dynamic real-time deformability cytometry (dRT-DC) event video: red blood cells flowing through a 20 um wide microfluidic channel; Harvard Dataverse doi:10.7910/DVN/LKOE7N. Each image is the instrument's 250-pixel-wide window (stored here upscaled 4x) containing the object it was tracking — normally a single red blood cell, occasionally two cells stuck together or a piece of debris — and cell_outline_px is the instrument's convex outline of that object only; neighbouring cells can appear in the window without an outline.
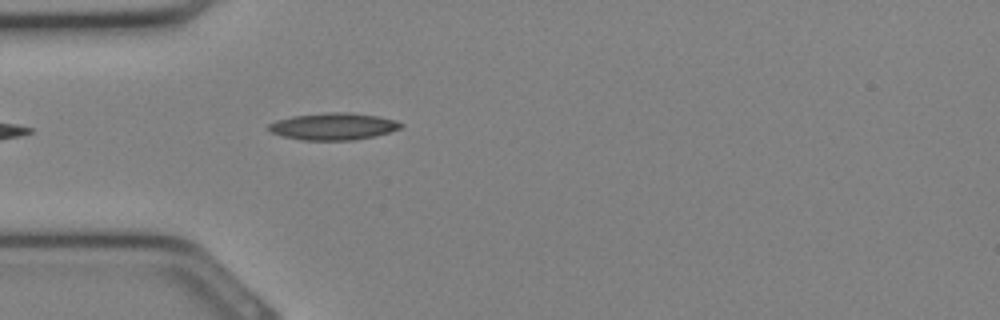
{"species": "Egyptian fruit bat (a non-hibernating species)", "species_latin": "Rousettus aegyptiacus", "temperature_condition": "cold", "stored_images_in_passage": 13, "camera_frame_rate_fps": 3000, "um_per_image_px": 0.085, "animal": {"sex": "female"}, "frame": {"image": 1, "passage_image": 1, "time_ms": 0.0, "image_size_px": [1000, 320], "cell_outline_px": [[404, 124], [400, 128], [388, 132], [372, 136], [352, 140], [304, 140], [284, 136], [272, 132], [268, 128], [268, 124], [276, 120], [292, 116], [328, 112], [348, 112], [376, 116], [396, 120]], "centroid_in_image_um": [28.32, 10.73], "position_along_channel_um": 56.7, "area_um2": 20.52}}
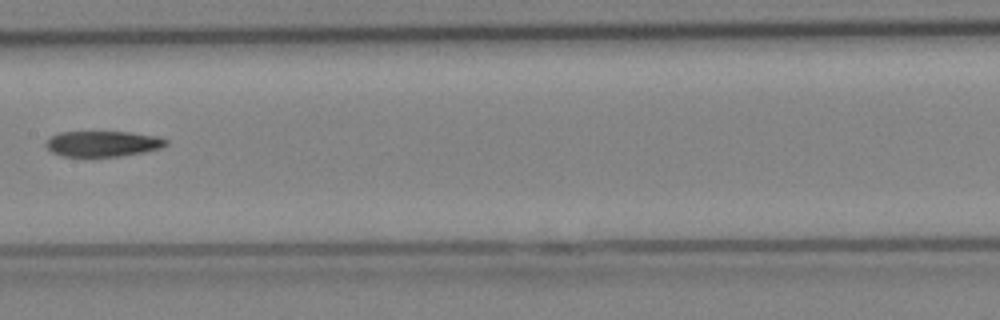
{"frame": {"image": 2, "passage_image": 8, "time_ms": 2.333, "image_size_px": [1000, 320], "cell_outline_px": [[168, 144], [164, 148], [144, 152], [120, 156], [64, 156], [52, 152], [44, 144], [52, 136], [60, 132], [132, 132], [160, 136], [168, 140]], "centroid_in_image_um": [8.82, 12.21], "position_along_channel_um": 198.6, "area_um2": 18.03}}
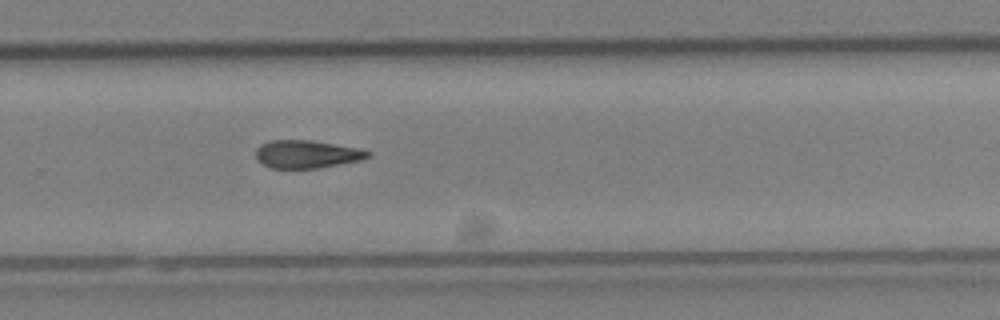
{"frame": {"image": 3, "passage_image": 13, "time_ms": 4.0, "image_size_px": [1000, 320], "cell_outline_px": [[372, 156], [360, 160], [316, 168], [268, 168], [256, 160], [256, 148], [260, 144], [272, 140], [308, 140], [356, 148], [372, 152]], "centroid_in_image_um": [26.02, 13.11], "position_along_channel_um": 303.8, "area_um2": 18.09}}